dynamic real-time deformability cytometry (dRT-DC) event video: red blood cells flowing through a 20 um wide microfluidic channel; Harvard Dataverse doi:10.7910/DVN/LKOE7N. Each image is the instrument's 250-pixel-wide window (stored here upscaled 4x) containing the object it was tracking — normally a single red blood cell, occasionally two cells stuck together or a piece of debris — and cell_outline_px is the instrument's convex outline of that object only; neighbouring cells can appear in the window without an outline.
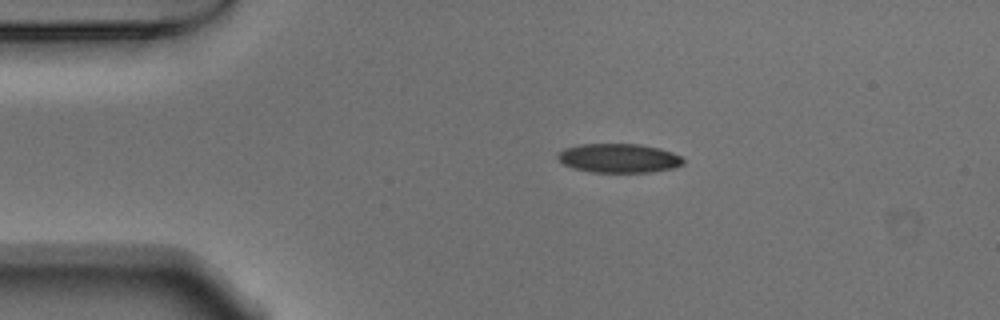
{"species": "Egyptian fruit bat (a non-hibernating species)", "species_latin": "Rousettus aegyptiacus", "temperature_condition": "warm", "stored_images_in_passage": 44, "camera_frame_rate_fps": 3000, "um_per_image_px": 0.085, "animal": {"sex": "male"}, "frame": {"image": 1, "passage_image": 1, "time_ms": 0.0, "image_size_px": [1000, 320], "cell_outline_px": [[684, 164], [672, 168], [652, 172], [592, 172], [572, 168], [564, 164], [556, 156], [564, 148], [580, 144], [640, 144], [660, 148], [672, 152], [680, 156], [684, 160]], "centroid_in_image_um": [52.61, 13.44], "position_along_channel_um": 32.4, "area_um2": 21.27}}
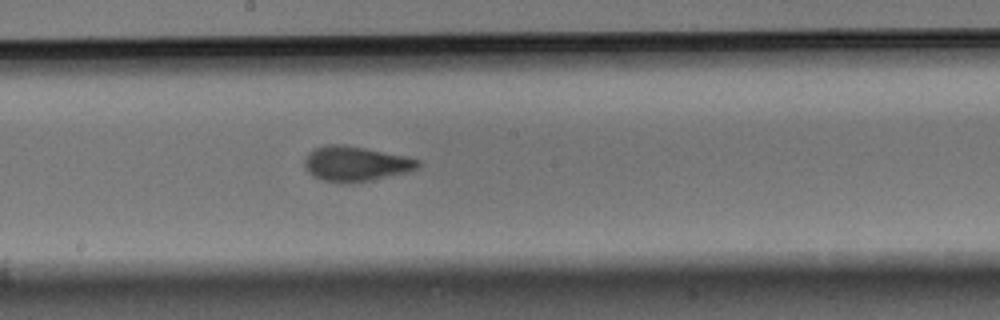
{"frame": {"image": 2, "passage_image": 19, "time_ms": 6.0, "image_size_px": [1000, 320], "cell_outline_px": [[420, 168], [372, 180], [348, 184], [320, 180], [312, 176], [308, 172], [304, 164], [304, 160], [316, 148], [328, 144], [340, 144], [364, 148], [404, 156], [420, 160]], "centroid_in_image_um": [30.21, 13.94], "position_along_channel_um": 218.0, "area_um2": 22.89}}
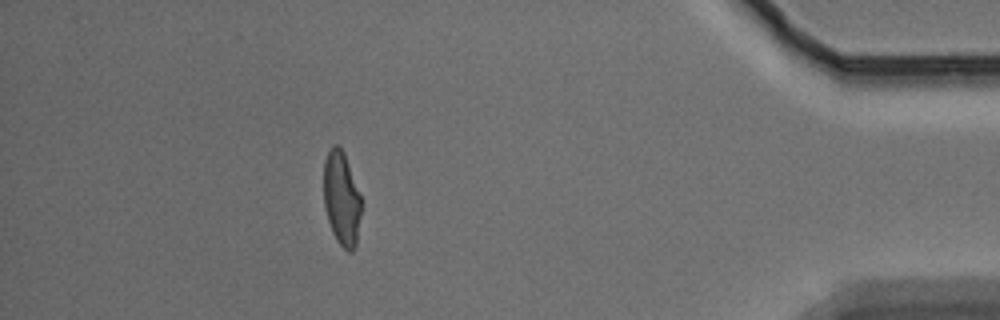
{"frame": {"image": 3, "passage_image": 38, "time_ms": 12.333, "image_size_px": [1000, 320], "cell_outline_px": [[360, 212], [356, 248], [352, 252], [348, 252], [336, 240], [332, 232], [324, 208], [324, 160], [332, 144], [336, 144], [344, 152], [360, 196]], "centroid_in_image_um": [29.01, 16.89], "position_along_channel_um": 406.2, "area_um2": 20.4}, "authors_computed_cell_mechanics": {"area_um2": 22.1952, "velocity_mm_per_s": 3.7741, "shape_relaxation_time_tau1_ms": 5.6969, "shape_relaxation_time_tau2_ms": 1.1605, "deformation_change_tau1": 0.1828, "deformation_change_tau2": 0.0629}}